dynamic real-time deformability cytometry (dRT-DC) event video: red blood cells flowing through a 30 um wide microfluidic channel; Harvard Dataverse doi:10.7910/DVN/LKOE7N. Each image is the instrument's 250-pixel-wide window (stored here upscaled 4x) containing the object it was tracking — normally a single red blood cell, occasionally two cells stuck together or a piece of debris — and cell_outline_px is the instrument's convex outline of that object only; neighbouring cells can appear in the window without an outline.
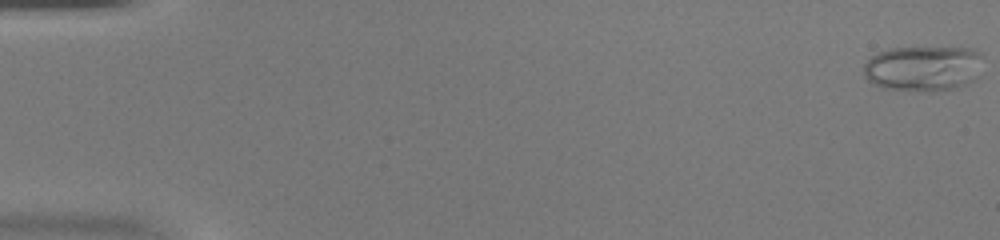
{"species": "common noctule bat (a hibernating species)", "species_latin": "Nyctalus noctula", "temperature_condition": "warm", "stored_images_in_passage": 50, "camera_frame_rate_fps": 3000, "um_per_image_px": 0.085, "animal": {"sex": "female", "body_mass_g": 20.0, "forearm_length_mm": 54.0}, "frame": {"image": 1, "passage_image": 1, "time_ms": 0.0, "image_size_px": [1000, 240], "cell_outline_px": [[984, 56], [980, 76], [976, 80], [956, 88], [932, 92], [924, 92], [884, 88], [872, 84], [864, 76], [864, 64], [872, 56], [880, 52], [892, 48], [972, 48], [980, 52]], "centroid_in_image_um": [78.54, 5.83], "position_along_channel_um": 6.5, "area_um2": 32.19}}
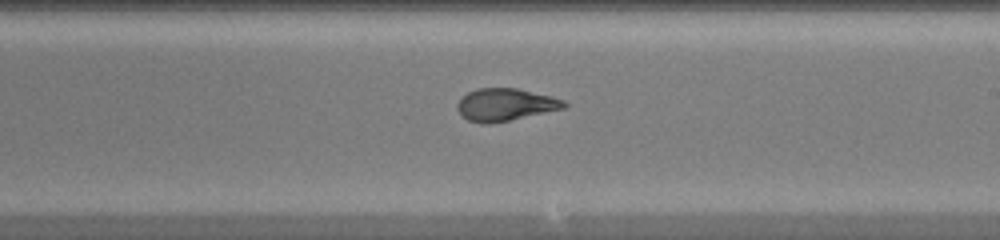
{"frame": {"image": 2, "passage_image": 30, "time_ms": 9.667, "image_size_px": [1000, 240], "cell_outline_px": [[568, 104], [564, 108], [508, 120], [484, 124], [468, 120], [460, 116], [456, 108], [456, 104], [468, 92], [476, 88], [516, 88], [552, 96], [564, 100]], "centroid_in_image_um": [42.92, 8.88], "position_along_channel_um": 246.1, "area_um2": 20.0}}
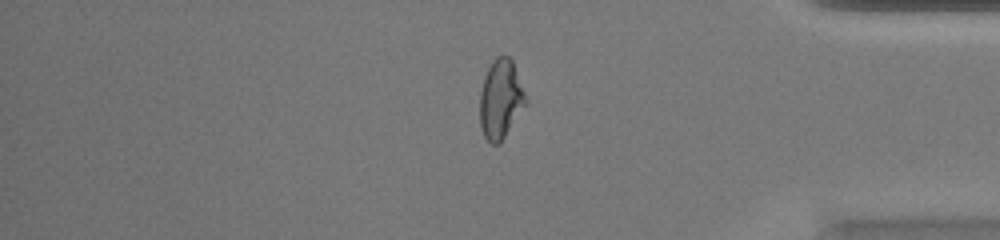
{"frame": {"image": 3, "passage_image": 42, "time_ms": 13.667, "image_size_px": [1000, 240], "cell_outline_px": [[528, 104], [500, 144], [492, 144], [484, 136], [480, 124], [480, 92], [484, 76], [492, 60], [496, 56], [508, 56], [512, 60], [528, 100]], "centroid_in_image_um": [42.57, 8.45], "position_along_channel_um": 392.6, "area_um2": 21.44}, "authors_computed_cell_mechanics": {"area_um2": 21.7039, "velocity_mm_per_s": 4.2147, "shape_relaxation_time_tau1_ms": null, "shape_relaxation_time_tau2_ms": 0.8509, "deformation_change_tau1": null, "deformation_change_tau2": 0.0824}}